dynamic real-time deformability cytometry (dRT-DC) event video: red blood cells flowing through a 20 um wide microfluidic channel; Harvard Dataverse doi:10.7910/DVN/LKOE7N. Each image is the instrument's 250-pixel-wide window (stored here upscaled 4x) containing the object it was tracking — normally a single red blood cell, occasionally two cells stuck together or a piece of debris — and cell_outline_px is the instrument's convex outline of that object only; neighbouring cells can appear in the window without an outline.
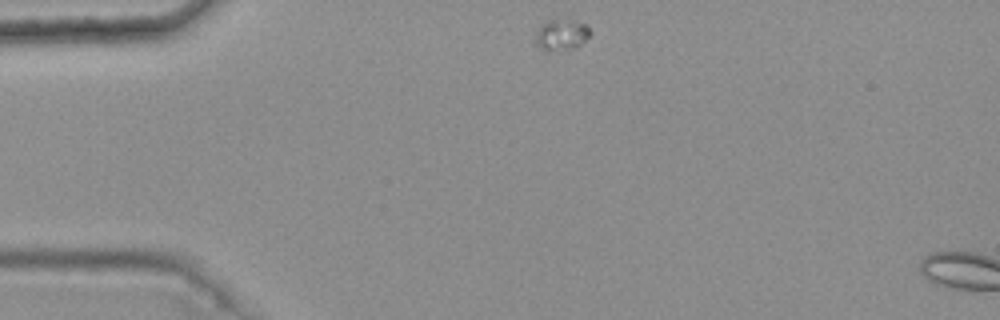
{"species": "common noctule bat (a hibernating species)", "species_latin": "Nyctalus noctula", "temperature_condition": "warm", "stored_images_in_passage": 2, "camera_frame_rate_fps": 3000, "um_per_image_px": 0.085, "animal": {"sex": "female", "body_mass_g": 25.1}, "frame": {"image": 1, "passage_image": 1, "time_ms": 0.0, "image_size_px": [1000, 320], "cell_outline_px": [[592, 32], [576, 48], [548, 52], [532, 44], [532, 40], [540, 28], [548, 20], [572, 20], [588, 24]], "centroid_in_image_um": [47.7, 2.99], "position_along_channel_um": 37.3, "area_um2": 10.12}}